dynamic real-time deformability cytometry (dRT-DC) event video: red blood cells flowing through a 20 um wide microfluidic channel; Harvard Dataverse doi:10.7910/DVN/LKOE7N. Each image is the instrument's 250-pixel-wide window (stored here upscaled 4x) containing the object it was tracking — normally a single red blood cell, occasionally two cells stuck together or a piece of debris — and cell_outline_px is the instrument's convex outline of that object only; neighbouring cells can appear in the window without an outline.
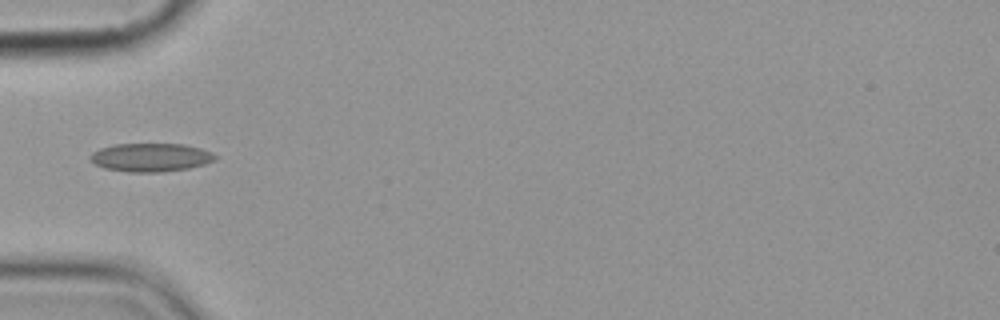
{"species": "common noctule bat (a hibernating species)", "species_latin": "Nyctalus noctula", "temperature_condition": "cold", "stored_images_in_passage": 5, "camera_frame_rate_fps": 3000, "um_per_image_px": 0.085, "animal": {"sex": "female", "body_mass_g": 19.9}, "frame": {"image": 1, "passage_image": 5, "time_ms": 5.333, "image_size_px": [1000, 320], "cell_outline_px": [[216, 160], [204, 164], [188, 168], [160, 172], [128, 172], [104, 168], [96, 164], [88, 156], [92, 152], [100, 148], [112, 144], [184, 144], [200, 148], [212, 152], [216, 156]], "centroid_in_image_um": [12.8, 13.37], "position_along_channel_um": 72.2, "area_um2": 20.69}}